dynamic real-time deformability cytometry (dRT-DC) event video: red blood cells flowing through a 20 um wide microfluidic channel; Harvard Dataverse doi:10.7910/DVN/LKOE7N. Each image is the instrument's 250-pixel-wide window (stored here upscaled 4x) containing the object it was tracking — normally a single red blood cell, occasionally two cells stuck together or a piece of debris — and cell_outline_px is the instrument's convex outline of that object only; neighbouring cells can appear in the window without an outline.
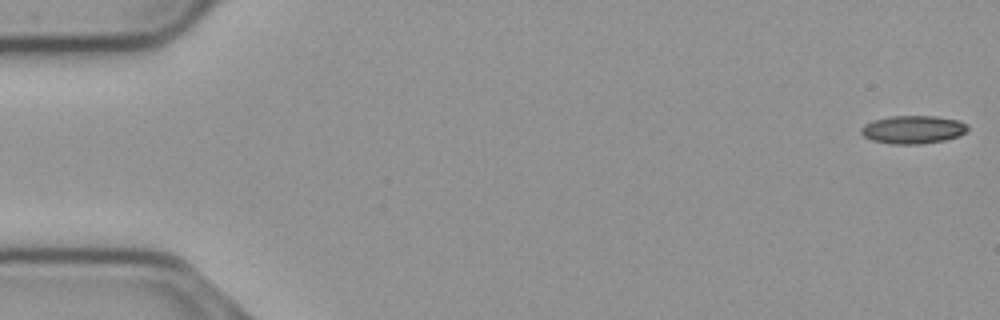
{"species": "common noctule bat (a hibernating species)", "species_latin": "Nyctalus noctula", "temperature_condition": "cold", "stored_images_in_passage": 56, "camera_frame_rate_fps": 3000, "um_per_image_px": 0.085, "animal": {"sex": "male", "body_mass_g": 23.1, "forearm_length_mm": 52.7}, "frame": {"image": 1, "passage_image": 1, "time_ms": 0.0, "image_size_px": [1000, 320], "cell_outline_px": [[968, 132], [960, 136], [944, 140], [920, 144], [892, 144], [872, 140], [864, 136], [860, 132], [860, 128], [864, 124], [872, 120], [888, 116], [936, 116], [960, 120], [968, 124]], "centroid_in_image_um": [77.63, 11.0], "position_along_channel_um": 7.4, "area_um2": 17.74}}
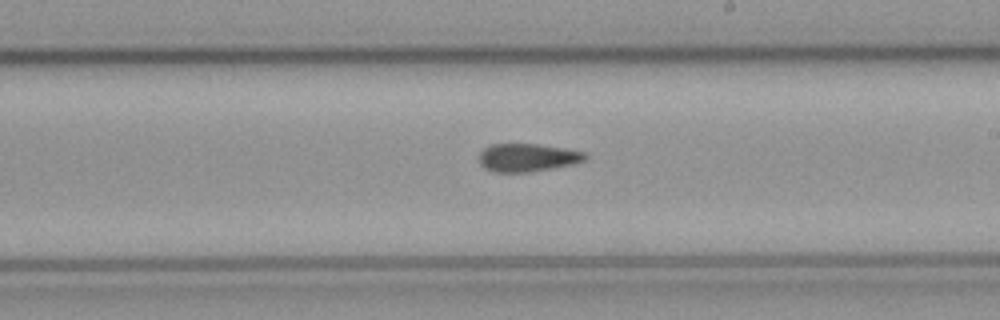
{"frame": {"image": 2, "passage_image": 32, "time_ms": 10.333, "image_size_px": [1000, 320], "cell_outline_px": [[588, 160], [576, 164], [528, 172], [496, 172], [484, 168], [480, 164], [480, 152], [484, 148], [492, 144], [536, 144], [588, 152]], "centroid_in_image_um": [44.9, 13.4], "position_along_channel_um": 244.1, "area_um2": 17.46}}
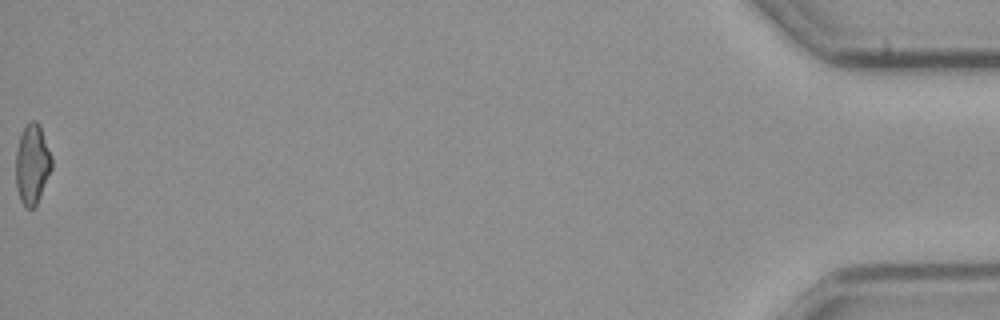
{"frame": {"image": 3, "passage_image": 56, "time_ms": 18.333, "image_size_px": [1000, 320], "cell_outline_px": [[52, 168], [40, 196], [36, 204], [32, 208], [24, 208], [20, 200], [16, 188], [16, 152], [20, 136], [28, 120], [36, 120], [40, 124], [52, 156]], "centroid_in_image_um": [2.74, 13.94], "position_along_channel_um": 432.5, "area_um2": 16.88}, "authors_computed_cell_mechanics": {"area_um2": 17.5712, "velocity_mm_per_s": 3.6945, "shape_relaxation_time_tau1_ms": null, "shape_relaxation_time_tau2_ms": 5.4726, "deformation_change_tau1": null, "deformation_change_tau2": 0.1476}}